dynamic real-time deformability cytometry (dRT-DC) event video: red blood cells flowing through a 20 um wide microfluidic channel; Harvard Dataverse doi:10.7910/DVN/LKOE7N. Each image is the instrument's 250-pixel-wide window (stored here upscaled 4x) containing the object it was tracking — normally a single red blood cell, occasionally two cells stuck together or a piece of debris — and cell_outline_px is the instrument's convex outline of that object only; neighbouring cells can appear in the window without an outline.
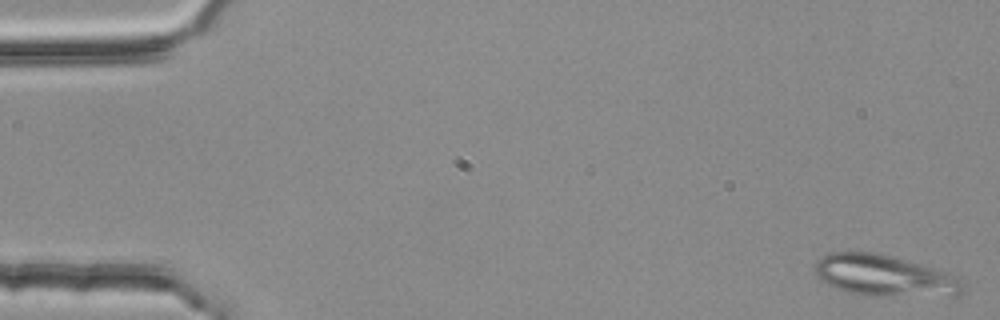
{"species": "common noctule bat (a hibernating species)", "species_latin": "Nyctalus noctula", "temperature_condition": "room temperature", "stored_images_in_passage": 52, "segment_of_instrument_passage": [1, 2], "camera_frame_rate_fps": 3000, "um_per_image_px": 0.085, "animal": {"sex": "female", "body_mass_g": 25.1}, "frame": {"image": 1, "passage_image": 1, "time_ms": 0.0, "image_size_px": [1000, 320], "cell_outline_px": [[964, 292], [956, 296], [868, 296], [848, 292], [836, 288], [820, 280], [816, 272], [816, 260], [828, 252], [876, 252], [892, 256], [948, 272], [960, 280], [964, 284]], "centroid_in_image_um": [75.2, 23.44], "position_along_channel_um": 9.8, "area_um2": 35.78}}